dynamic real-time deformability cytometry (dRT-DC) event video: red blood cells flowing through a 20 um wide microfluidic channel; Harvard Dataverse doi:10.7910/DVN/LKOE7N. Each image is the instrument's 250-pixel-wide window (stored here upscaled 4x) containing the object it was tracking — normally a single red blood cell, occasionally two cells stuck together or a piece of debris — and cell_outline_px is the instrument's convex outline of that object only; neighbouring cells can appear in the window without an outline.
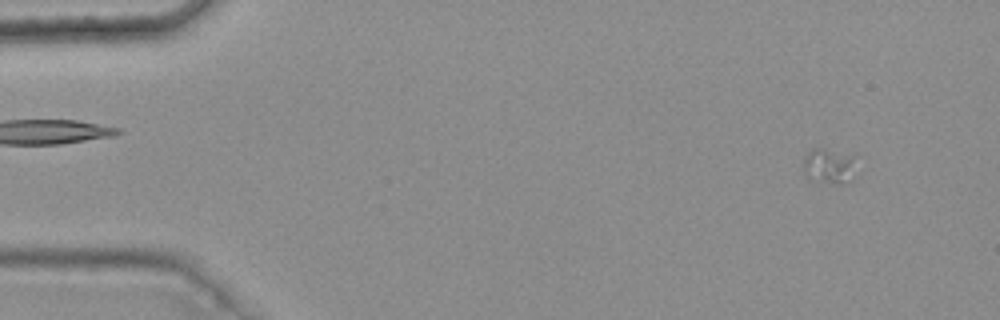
{"species": "common noctule bat (a hibernating species)", "species_latin": "Nyctalus noctula", "temperature_condition": "warm", "stored_images_in_passage": 3, "camera_frame_rate_fps": 3000, "um_per_image_px": 0.085, "animal": {"sex": "female", "body_mass_g": 25.1}, "frame": {"image": 1, "passage_image": 1, "time_ms": 0.0, "image_size_px": [1000, 320], "cell_outline_px": [[856, 156], [852, 180], [848, 184], [832, 184], [812, 180], [804, 172], [804, 160], [808, 152], [812, 148], [824, 148]], "centroid_in_image_um": [70.5, 14.13], "position_along_channel_um": 14.5, "area_um2": 11.04}}